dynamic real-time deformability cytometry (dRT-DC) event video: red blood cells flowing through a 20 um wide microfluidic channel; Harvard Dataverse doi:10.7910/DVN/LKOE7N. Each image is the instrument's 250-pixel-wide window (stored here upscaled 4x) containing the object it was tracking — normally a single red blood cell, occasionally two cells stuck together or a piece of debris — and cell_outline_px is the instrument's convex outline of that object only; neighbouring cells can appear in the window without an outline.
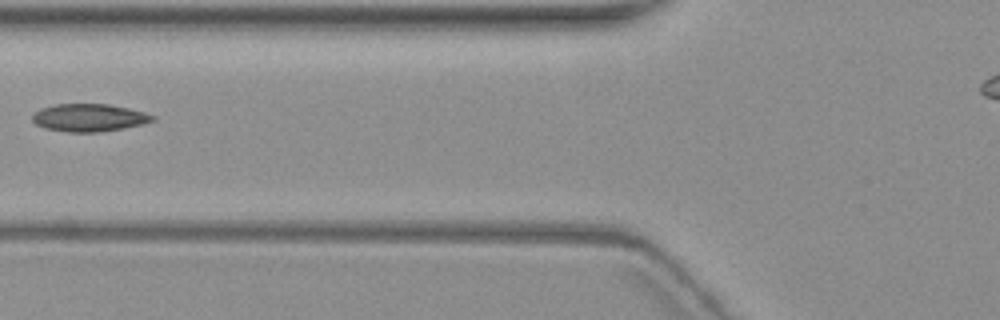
{"species": "common noctule bat (a hibernating species)", "species_latin": "Nyctalus noctula", "temperature_condition": "warm", "stored_images_in_passage": 4, "camera_frame_rate_fps": 3000, "um_per_image_px": 0.085, "animal": {"sex": "female", "body_mass_g": 19.3, "forearm_length_mm": 54.1}, "frame": {"image": 1, "passage_image": 2, "time_ms": 1.333, "image_size_px": [1000, 320], "cell_outline_px": [[156, 120], [144, 124], [100, 132], [68, 132], [44, 128], [36, 124], [32, 120], [32, 116], [40, 108], [56, 104], [108, 104], [128, 108], [144, 112], [156, 116]], "centroid_in_image_um": [7.59, 10.0], "position_along_channel_um": 118.2, "area_um2": 19.42}}
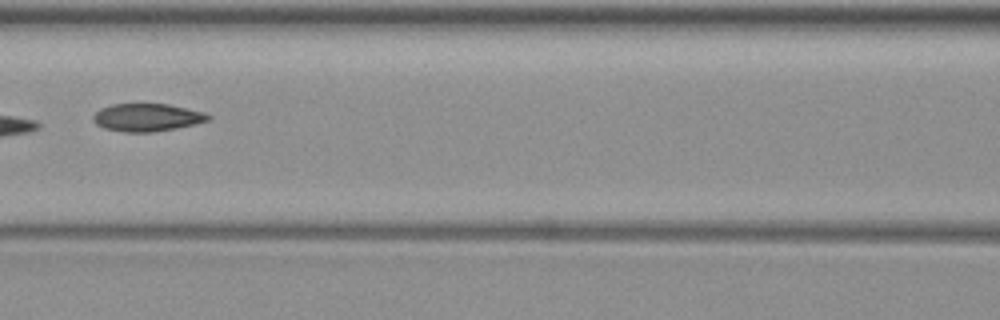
{"frame": {"image": 2, "passage_image": 3, "time_ms": 2.333, "image_size_px": [1000, 320], "cell_outline_px": [[212, 116], [208, 120], [196, 124], [176, 128], [152, 132], [124, 132], [104, 128], [96, 124], [92, 120], [92, 116], [100, 108], [112, 104], [168, 104], [204, 112]], "centroid_in_image_um": [12.48, 9.98], "position_along_channel_um": 154.1, "area_um2": 18.61}}
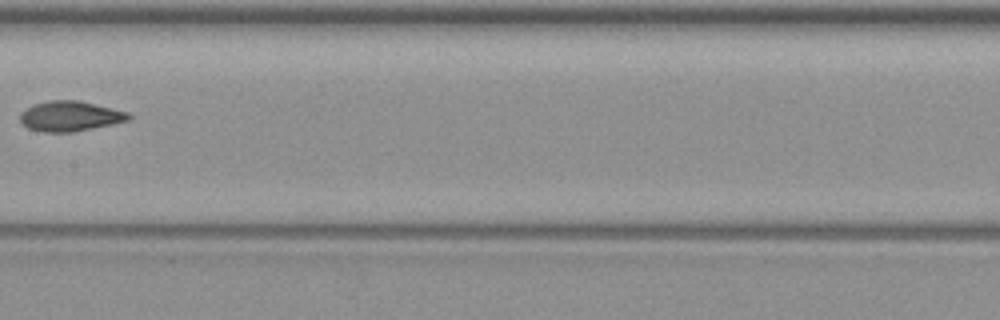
{"frame": {"image": 3, "passage_image": 4, "time_ms": 3.667, "image_size_px": [1000, 320], "cell_outline_px": [[132, 116], [128, 120], [112, 124], [72, 132], [44, 132], [28, 128], [20, 120], [20, 112], [32, 104], [52, 100], [80, 100], [128, 112]], "centroid_in_image_um": [5.94, 9.86], "position_along_channel_um": 201.5, "area_um2": 19.02}}